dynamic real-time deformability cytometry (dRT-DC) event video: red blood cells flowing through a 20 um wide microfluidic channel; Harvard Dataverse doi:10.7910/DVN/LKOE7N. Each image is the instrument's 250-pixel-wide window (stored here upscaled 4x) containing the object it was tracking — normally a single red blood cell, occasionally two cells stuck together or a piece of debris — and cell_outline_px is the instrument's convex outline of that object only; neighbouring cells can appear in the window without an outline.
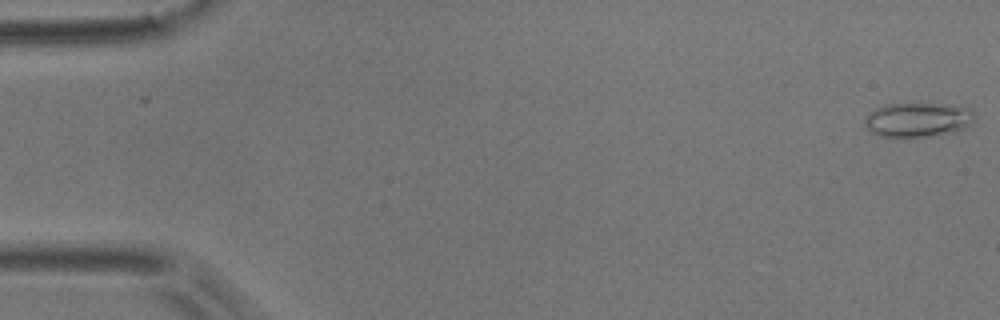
{"species": "common noctule bat (a hibernating species)", "species_latin": "Nyctalus noctula", "temperature_condition": "room temperature", "stored_images_in_passage": 5, "camera_frame_rate_fps": 3000, "um_per_image_px": 0.085, "animal": {"sex": "male", "body_mass_g": 17.9}, "frame": {"image": 1, "passage_image": 1, "time_ms": 0.0, "image_size_px": [1000, 320], "cell_outline_px": [[976, 120], [964, 128], [928, 136], [880, 136], [872, 132], [864, 124], [864, 120], [868, 112], [876, 108], [888, 104], [944, 104], [972, 108], [976, 116]], "centroid_in_image_um": [78.03, 10.15], "position_along_channel_um": 7.0, "area_um2": 21.73}}